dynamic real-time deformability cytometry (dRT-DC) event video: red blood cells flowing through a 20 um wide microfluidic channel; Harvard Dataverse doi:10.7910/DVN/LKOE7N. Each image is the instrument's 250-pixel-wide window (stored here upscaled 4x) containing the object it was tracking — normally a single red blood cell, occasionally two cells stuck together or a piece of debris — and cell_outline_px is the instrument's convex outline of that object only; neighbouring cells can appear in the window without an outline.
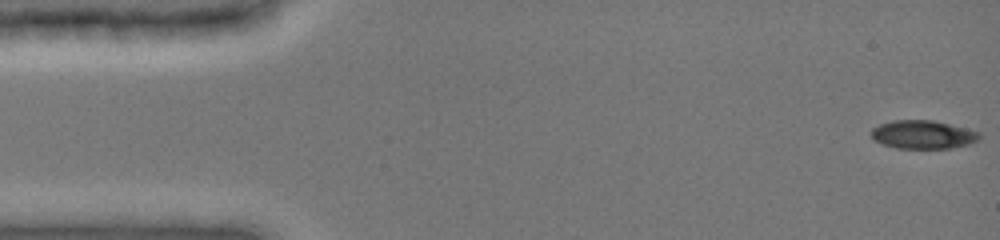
{"species": "common noctule bat (a hibernating species)", "species_latin": "Nyctalus noctula", "temperature_condition": "cold", "stored_images_in_passage": 48, "camera_frame_rate_fps": 3000, "um_per_image_px": 0.085, "animal": {"sex": "female", "body_mass_g": 19.0, "forearm_length_mm": 51.5}, "frame": {"image": 1, "passage_image": 1, "time_ms": 0.0, "image_size_px": [1000, 240], "cell_outline_px": [[980, 136], [976, 140], [968, 144], [952, 148], [896, 148], [872, 140], [872, 128], [880, 124], [892, 120], [932, 120], [980, 132]], "centroid_in_image_um": [78.41, 11.44], "position_along_channel_um": 6.6, "area_um2": 17.69}}
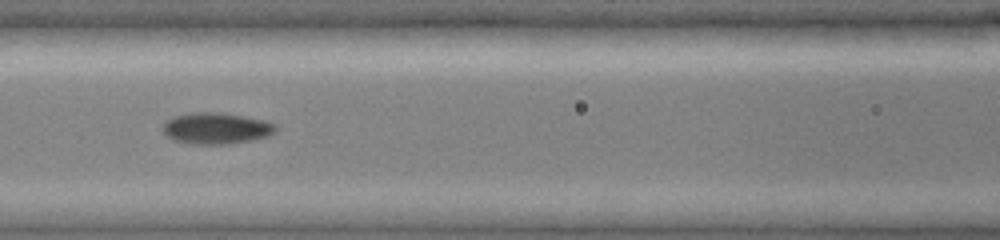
{"frame": {"image": 2, "passage_image": 21, "time_ms": 6.667, "image_size_px": [1000, 240], "cell_outline_px": [[276, 128], [268, 136], [248, 140], [224, 144], [196, 144], [172, 140], [164, 132], [164, 124], [172, 116], [192, 112], [212, 112], [244, 116], [264, 120], [276, 124]], "centroid_in_image_um": [18.35, 10.89], "position_along_channel_um": 148.2, "area_um2": 20.23}}
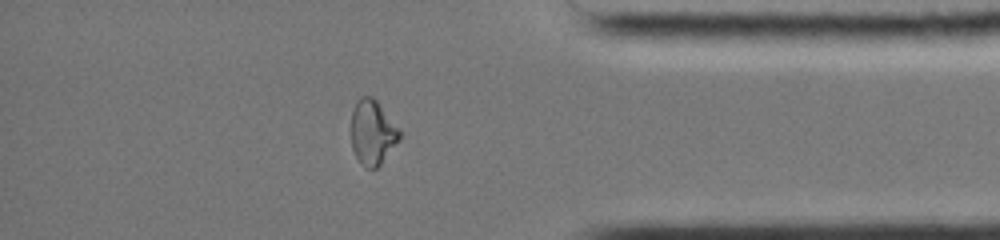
{"frame": {"image": 3, "passage_image": 41, "time_ms": 13.333, "image_size_px": [1000, 240], "cell_outline_px": [[400, 140], [380, 164], [376, 168], [368, 168], [360, 164], [352, 148], [352, 112], [356, 100], [360, 96], [372, 96], [376, 100], [400, 132]], "centroid_in_image_um": [31.64, 11.26], "position_along_channel_um": 403.6, "area_um2": 17.92}, "authors_computed_cell_mechanics": {"area_um2": 18.9295, "velocity_mm_per_s": 3.9868, "shape_relaxation_time_tau1_ms": 9.519, "shape_relaxation_time_tau2_ms": 2.1207, "deformation_change_tau1": 0.2309, "deformation_change_tau2": 0.0567}}